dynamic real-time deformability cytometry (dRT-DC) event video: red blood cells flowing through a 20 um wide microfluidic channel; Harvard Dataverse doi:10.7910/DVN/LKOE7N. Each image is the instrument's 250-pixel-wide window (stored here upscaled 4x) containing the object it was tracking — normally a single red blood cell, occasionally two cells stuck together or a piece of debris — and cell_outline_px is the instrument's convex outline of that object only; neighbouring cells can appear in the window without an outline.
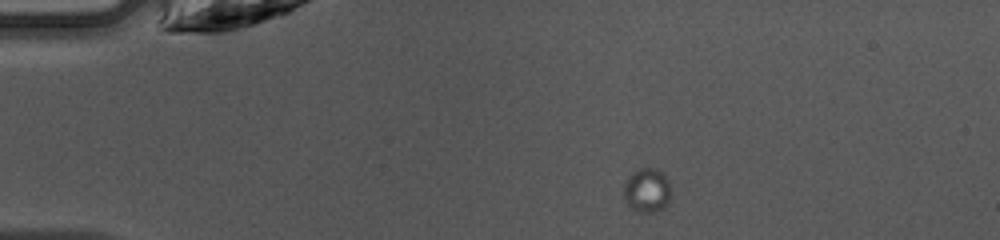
{"species": "common noctule bat (a hibernating species)", "species_latin": "Nyctalus noctula", "temperature_condition": "warm", "stored_images_in_passage": 6, "camera_frame_rate_fps": 3000, "um_per_image_px": 0.085, "animal": {"sex": "female", "body_mass_g": 10.0, "forearm_length_mm": 53.1}, "frame": {"image": 1, "passage_image": 1, "time_ms": 0.0, "image_size_px": [1000, 240], "cell_outline_px": [[672, 196], [668, 204], [664, 208], [652, 212], [640, 212], [632, 208], [624, 200], [624, 184], [632, 172], [640, 168], [656, 168], [668, 180], [672, 192]], "centroid_in_image_um": [55.02, 16.18], "position_along_channel_um": 30.0, "area_um2": 12.25}}